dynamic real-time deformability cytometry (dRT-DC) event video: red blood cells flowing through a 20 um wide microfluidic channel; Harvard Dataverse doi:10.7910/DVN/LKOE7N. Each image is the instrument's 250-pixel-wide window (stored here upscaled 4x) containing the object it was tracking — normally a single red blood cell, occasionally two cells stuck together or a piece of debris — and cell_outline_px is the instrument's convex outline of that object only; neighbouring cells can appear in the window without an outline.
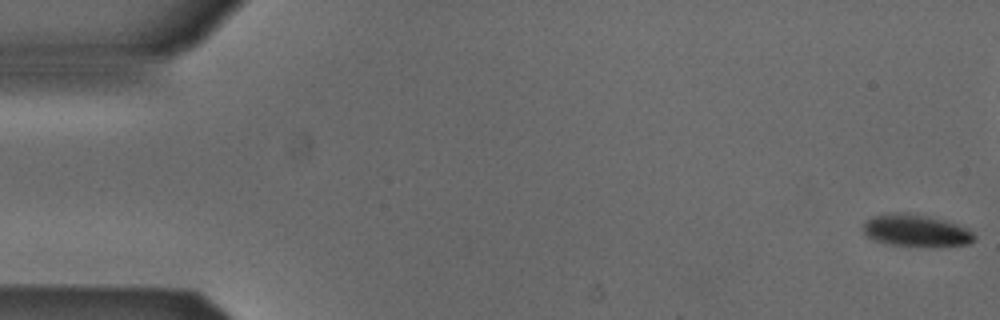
{"species": "Egyptian fruit bat (a non-hibernating species)", "species_latin": "Rousettus aegyptiacus", "temperature_condition": "cold", "stored_images_in_passage": 54, "segment_of_instrument_passage": [1, 2], "camera_frame_rate_fps": 3000, "um_per_image_px": 0.085, "animal": {"sex": "male"}, "frame": {"image": 1, "passage_image": 1, "time_ms": 0.0, "image_size_px": [1000, 320], "cell_outline_px": [[976, 240], [968, 244], [892, 244], [872, 240], [864, 232], [864, 220], [872, 216], [884, 212], [908, 212], [944, 220], [968, 228], [976, 236]], "centroid_in_image_um": [77.8, 19.53], "position_along_channel_um": 7.2, "area_um2": 20.23}}
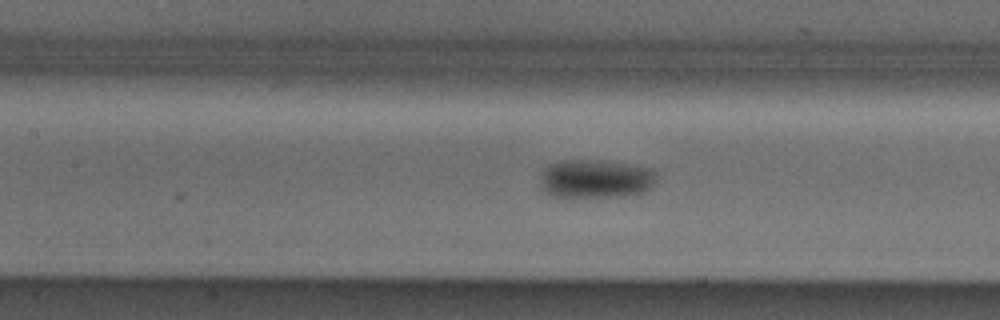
{"frame": {"image": 2, "passage_image": 24, "time_ms": 7.667, "image_size_px": [1000, 320], "cell_outline_px": [[656, 180], [652, 188], [644, 192], [624, 196], [576, 200], [552, 196], [544, 192], [540, 188], [540, 172], [548, 164], [560, 160], [596, 160], [652, 168], [656, 172]], "centroid_in_image_um": [50.56, 15.25], "position_along_channel_um": 156.8, "area_um2": 27.4}}
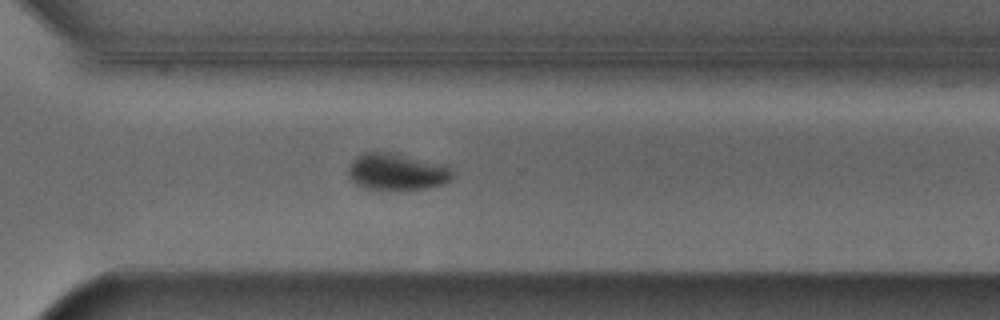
{"frame": {"image": 3, "passage_image": 38, "time_ms": 12.333, "image_size_px": [1000, 320], "cell_outline_px": [[452, 180], [444, 184], [428, 188], [364, 188], [356, 184], [348, 176], [348, 168], [352, 160], [356, 156], [364, 152], [388, 152], [448, 168], [452, 172]], "centroid_in_image_um": [33.63, 14.61], "position_along_channel_um": 337.0, "area_um2": 21.27}}